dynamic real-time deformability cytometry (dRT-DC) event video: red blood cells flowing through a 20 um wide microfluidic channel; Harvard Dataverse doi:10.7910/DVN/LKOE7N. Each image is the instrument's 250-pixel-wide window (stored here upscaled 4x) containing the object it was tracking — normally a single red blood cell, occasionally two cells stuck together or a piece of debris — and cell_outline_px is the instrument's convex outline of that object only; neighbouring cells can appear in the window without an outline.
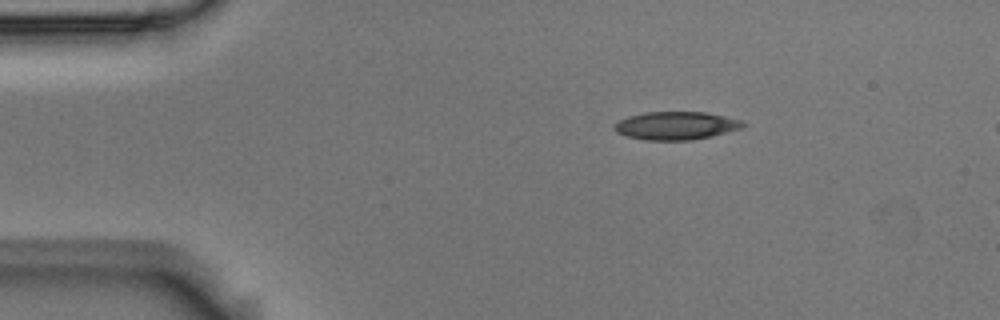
{"species": "Egyptian fruit bat (a non-hibernating species)", "species_latin": "Rousettus aegyptiacus", "temperature_condition": "room temperature", "stored_images_in_passage": 3, "camera_frame_rate_fps": 3000, "um_per_image_px": 0.085, "animal": {"sex": "male"}, "frame": {"image": 1, "passage_image": 1, "time_ms": 0.0, "image_size_px": [1000, 320], "cell_outline_px": [[748, 124], [740, 128], [712, 136], [692, 140], [644, 140], [628, 136], [616, 132], [612, 128], [612, 124], [628, 116], [644, 112], [708, 112], [744, 120]], "centroid_in_image_um": [57.47, 10.67], "position_along_channel_um": 27.5, "area_um2": 21.27}}